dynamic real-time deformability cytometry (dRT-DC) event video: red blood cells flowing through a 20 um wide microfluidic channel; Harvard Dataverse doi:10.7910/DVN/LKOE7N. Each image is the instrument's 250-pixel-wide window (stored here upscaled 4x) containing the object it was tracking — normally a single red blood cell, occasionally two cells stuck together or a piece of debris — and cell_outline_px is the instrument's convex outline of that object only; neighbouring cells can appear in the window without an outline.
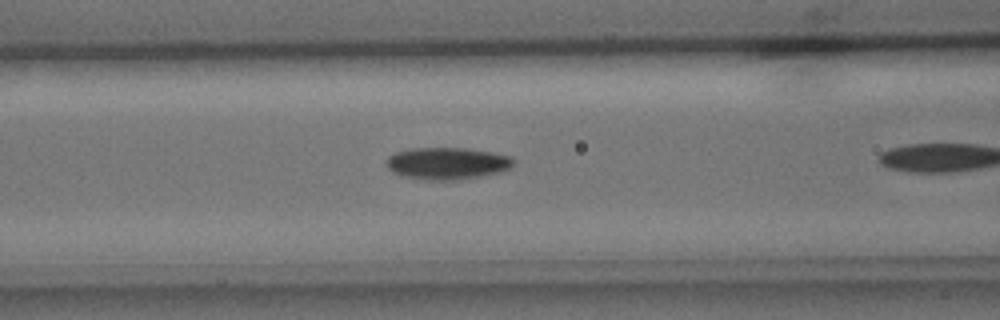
{"species": "common noctule bat (a hibernating species)", "species_latin": "Nyctalus noctula", "temperature_condition": "cold", "stored_images_in_passage": 26, "camera_frame_rate_fps": 3000, "um_per_image_px": 0.085, "animal": {"sex": "male", "body_mass_g": 15.6}, "frame": {"image": 1, "passage_image": 7, "time_ms": 2.0, "image_size_px": [1000, 320], "cell_outline_px": [[516, 160], [508, 168], [500, 172], [480, 176], [456, 180], [428, 180], [400, 176], [392, 172], [388, 168], [384, 160], [388, 156], [396, 152], [412, 148], [468, 148], [492, 152], [512, 156]], "centroid_in_image_um": [37.98, 13.88], "position_along_channel_um": 128.6, "area_um2": 23.93}}
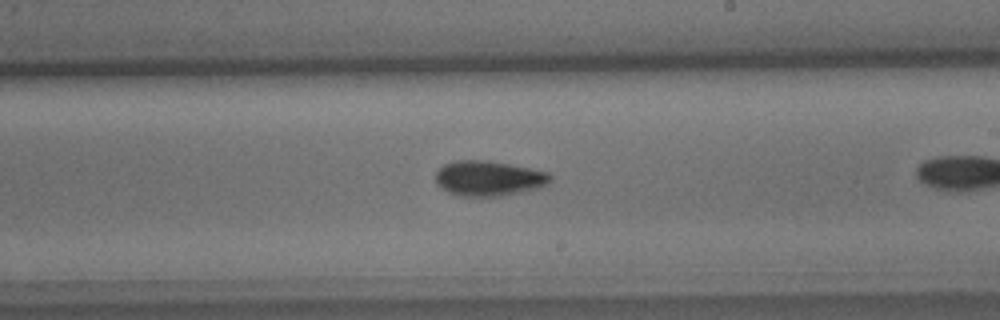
{"frame": {"image": 2, "passage_image": 16, "time_ms": 5.0, "image_size_px": [1000, 320], "cell_outline_px": [[552, 180], [548, 184], [540, 188], [504, 196], [456, 196], [448, 192], [436, 184], [436, 172], [444, 164], [460, 160], [488, 160], [552, 172]], "centroid_in_image_um": [41.59, 15.16], "position_along_channel_um": 247.4, "area_um2": 23.87}}
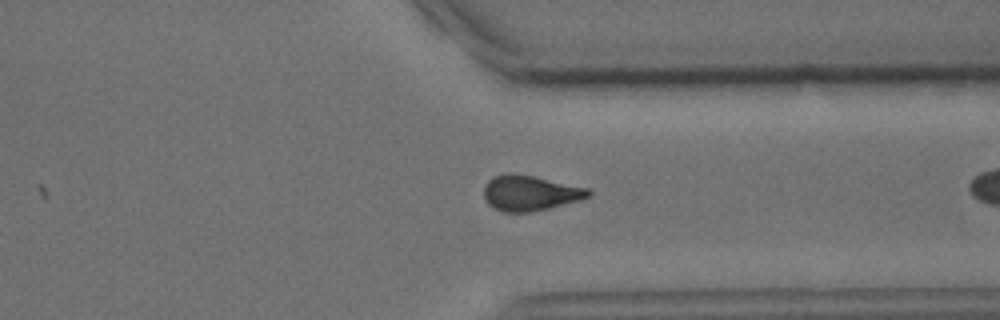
{"frame": {"image": 3, "passage_image": 25, "time_ms": 8.0, "image_size_px": [1000, 320], "cell_outline_px": [[592, 196], [580, 200], [532, 212], [504, 212], [492, 208], [484, 200], [484, 184], [492, 176], [504, 172], [512, 172], [536, 176], [588, 188], [592, 192]], "centroid_in_image_um": [45.02, 16.39], "position_along_channel_um": 366.4, "area_um2": 22.02}}